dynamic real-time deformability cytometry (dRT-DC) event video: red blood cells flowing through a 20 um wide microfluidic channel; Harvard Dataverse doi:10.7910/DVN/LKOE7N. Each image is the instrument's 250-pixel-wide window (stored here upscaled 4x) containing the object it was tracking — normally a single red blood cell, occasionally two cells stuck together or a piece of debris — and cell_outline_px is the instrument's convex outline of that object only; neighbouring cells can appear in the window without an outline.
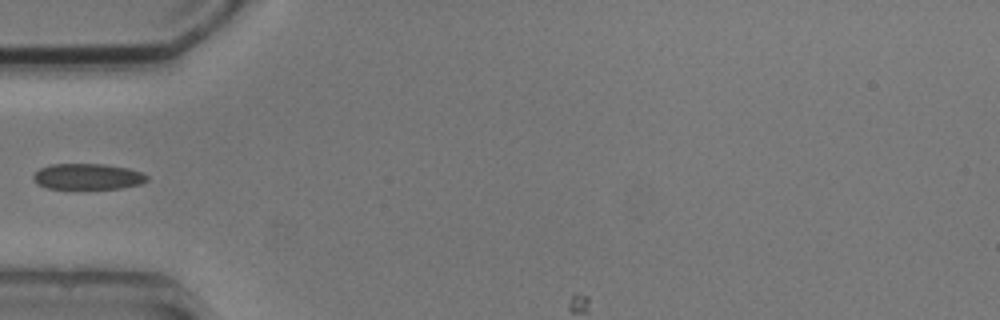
{"species": "common noctule bat (a hibernating species)", "species_latin": "Nyctalus noctula", "temperature_condition": "cold", "stored_images_in_passage": 4, "camera_frame_rate_fps": 3000, "um_per_image_px": 0.085, "animal": {"sex": "male", "body_mass_g": 20.5, "forearm_length_mm": 52.5}, "frame": {"image": 1, "passage_image": 3, "time_ms": 2.333, "image_size_px": [1000, 320], "cell_outline_px": [[148, 180], [140, 184], [120, 188], [48, 188], [36, 184], [32, 176], [40, 168], [52, 164], [104, 164], [128, 168], [140, 172], [148, 176]], "centroid_in_image_um": [7.44, 15.0], "position_along_channel_um": 77.6, "area_um2": 16.99}}